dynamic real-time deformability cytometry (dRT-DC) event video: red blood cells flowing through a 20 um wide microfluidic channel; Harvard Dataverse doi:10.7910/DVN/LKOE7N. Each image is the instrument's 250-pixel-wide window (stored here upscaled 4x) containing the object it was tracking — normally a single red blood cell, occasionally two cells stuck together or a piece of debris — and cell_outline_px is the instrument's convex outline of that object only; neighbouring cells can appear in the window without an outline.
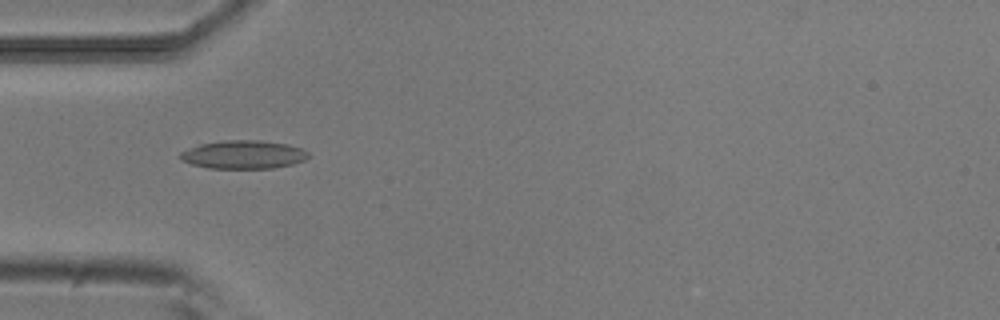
{"species": "common noctule bat (a hibernating species)", "species_latin": "Nyctalus noctula", "temperature_condition": "room temperature", "stored_images_in_passage": 52, "camera_frame_rate_fps": 3000, "um_per_image_px": 0.085, "animal": {"sex": "male", "body_mass_g": 20.5, "forearm_length_mm": 52.5}, "frame": {"image": 1, "passage_image": 16, "time_ms": 5.0, "image_size_px": [1000, 320], "cell_outline_px": [[312, 156], [304, 160], [292, 164], [272, 168], [208, 168], [192, 164], [180, 160], [180, 152], [188, 148], [200, 144], [220, 140], [260, 140], [288, 144], [304, 148]], "centroid_in_image_um": [20.72, 13.13], "position_along_channel_um": 64.3, "area_um2": 21.39}}
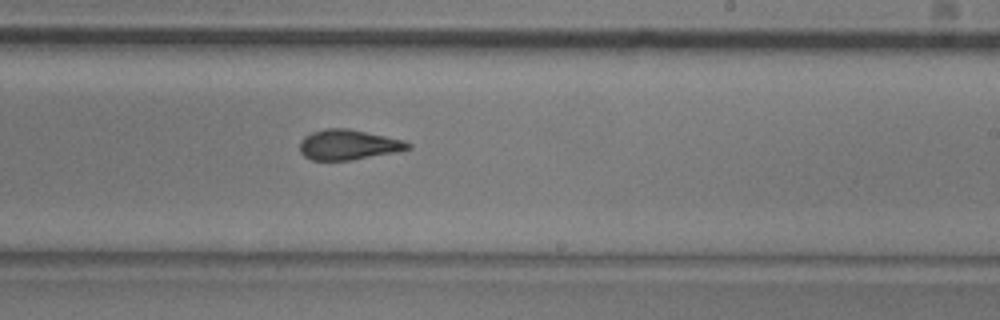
{"frame": {"image": 2, "passage_image": 31, "time_ms": 10.0, "image_size_px": [1000, 320], "cell_outline_px": [[412, 148], [396, 152], [348, 160], [312, 160], [304, 156], [300, 152], [300, 140], [304, 136], [312, 132], [324, 128], [348, 128], [404, 140], [412, 144]], "centroid_in_image_um": [29.6, 12.29], "position_along_channel_um": 259.4, "area_um2": 19.02}}
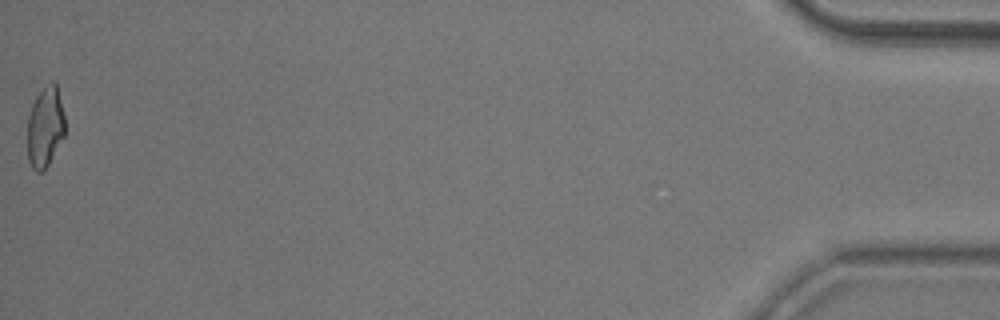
{"frame": {"image": 3, "passage_image": 52, "time_ms": 17.0, "image_size_px": [1000, 320], "cell_outline_px": [[64, 136], [44, 172], [36, 172], [32, 168], [28, 160], [28, 116], [32, 104], [36, 96], [52, 80], [56, 84], [64, 116]], "centroid_in_image_um": [3.82, 10.84], "position_along_channel_um": 431.4, "area_um2": 17.46}, "authors_computed_cell_mechanics": {"area_um2": 19.2474, "velocity_mm_per_s": 3.8894, "shape_relaxation_time_tau1_ms": null, "shape_relaxation_time_tau2_ms": 2.1296, "deformation_change_tau1": null, "deformation_change_tau2": 0.0884}}